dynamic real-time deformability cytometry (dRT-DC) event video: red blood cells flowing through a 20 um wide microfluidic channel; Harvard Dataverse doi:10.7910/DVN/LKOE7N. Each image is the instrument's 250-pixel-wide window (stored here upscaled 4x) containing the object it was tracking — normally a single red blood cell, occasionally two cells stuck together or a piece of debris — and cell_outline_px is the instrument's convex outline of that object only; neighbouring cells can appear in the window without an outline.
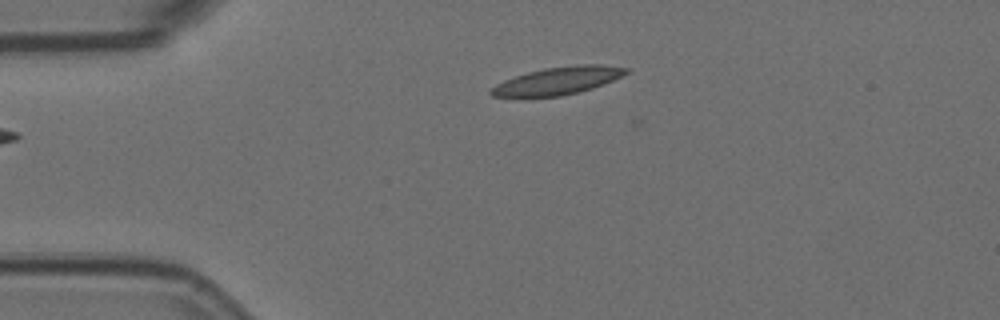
{"species": "Egyptian fruit bat (a non-hibernating species)", "species_latin": "Rousettus aegyptiacus", "temperature_condition": "room temperature", "stored_images_in_passage": 2, "camera_frame_rate_fps": 3000, "um_per_image_px": 0.085, "animal": {"sex": "female"}, "frame": {"image": 1, "passage_image": 1, "time_ms": 0.0, "image_size_px": [1000, 320], "cell_outline_px": [[628, 72], [604, 84], [592, 88], [560, 96], [492, 96], [488, 92], [496, 84], [504, 80], [528, 72], [544, 68], [576, 64], [600, 64], [628, 68]], "centroid_in_image_um": [47.42, 6.84], "position_along_channel_um": 37.6, "area_um2": 21.33}}